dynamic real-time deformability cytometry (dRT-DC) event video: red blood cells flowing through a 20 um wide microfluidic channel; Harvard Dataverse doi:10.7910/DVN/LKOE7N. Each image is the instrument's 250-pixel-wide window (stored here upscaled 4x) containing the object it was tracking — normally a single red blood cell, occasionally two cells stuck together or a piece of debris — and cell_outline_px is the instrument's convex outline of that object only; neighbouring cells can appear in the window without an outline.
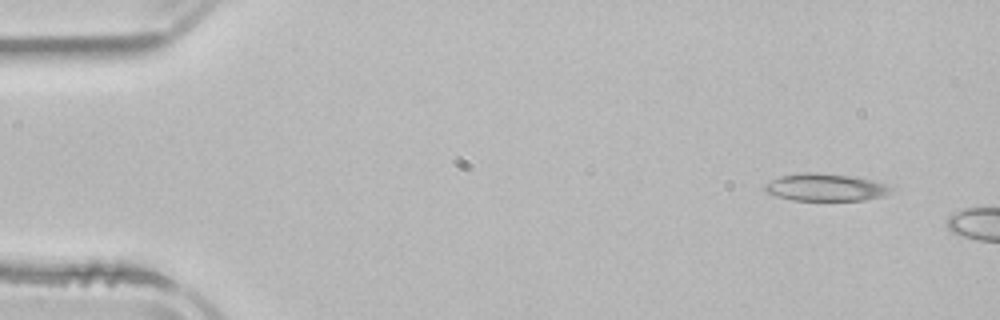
{"species": "common noctule bat (a hibernating species)", "species_latin": "Nyctalus noctula", "temperature_condition": "room temperature", "stored_images_in_passage": 2, "camera_frame_rate_fps": 3000, "um_per_image_px": 0.085, "animal": {"sex": "male", "body_mass_g": 21.5, "forearm_length_mm": 52.0}, "frame": {"image": 1, "passage_image": 1, "time_ms": 0.0, "image_size_px": [1000, 320], "cell_outline_px": [[892, 188], [884, 196], [864, 200], [792, 200], [776, 196], [768, 192], [764, 188], [764, 184], [780, 176], [804, 172], [816, 172], [856, 176], [888, 184]], "centroid_in_image_um": [70.18, 15.91], "position_along_channel_um": 14.8, "area_um2": 20.17}}